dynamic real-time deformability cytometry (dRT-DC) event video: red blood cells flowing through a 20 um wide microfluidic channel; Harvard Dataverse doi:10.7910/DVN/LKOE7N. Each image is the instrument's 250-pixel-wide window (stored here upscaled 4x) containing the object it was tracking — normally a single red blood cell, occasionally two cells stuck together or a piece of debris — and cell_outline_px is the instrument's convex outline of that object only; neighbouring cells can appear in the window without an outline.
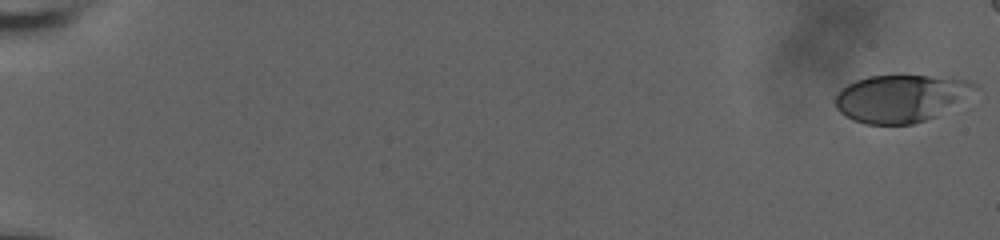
{"species": "human", "species_latin": "Homo sapiens", "temperature_condition": "room temperature", "stored_images_in_passage": 10, "camera_frame_rate_fps": 3000, "um_per_image_px": 0.085, "donor": {"sex": "male"}, "frame": {"image": 1, "passage_image": 1, "time_ms": 0.0, "image_size_px": [1000, 240], "cell_outline_px": [[980, 88], [936, 116], [912, 124], [864, 124], [852, 120], [840, 112], [836, 108], [836, 96], [848, 84], [856, 80], [868, 76], [952, 76], [968, 80], [976, 84]], "centroid_in_image_um": [76.6, 8.34], "position_along_channel_um": 8.4, "area_um2": 38.38}}
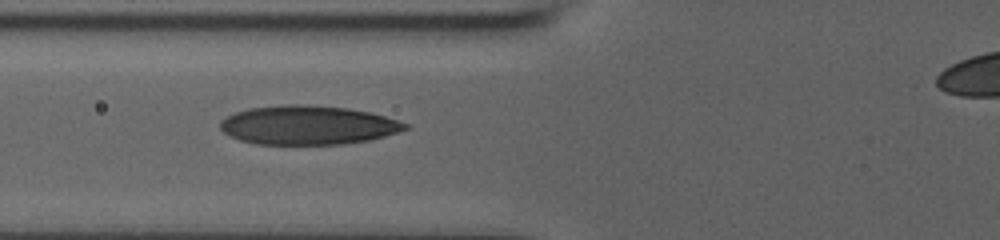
{"frame": {"image": 2, "passage_image": 9, "time_ms": 2.667, "image_size_px": [1000, 240], "cell_outline_px": [[408, 128], [372, 140], [344, 144], [256, 144], [240, 140], [224, 132], [220, 128], [220, 120], [236, 112], [248, 108], [284, 104], [300, 104], [348, 108], [372, 112], [408, 124]], "centroid_in_image_um": [26.17, 10.63], "position_along_channel_um": 99.6, "area_um2": 41.96}}
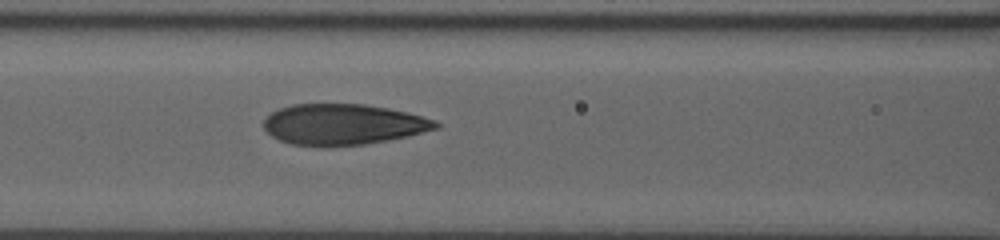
{"frame": {"image": 3, "passage_image": 10, "time_ms": 3.0, "image_size_px": [1000, 240], "cell_outline_px": [[440, 128], [408, 136], [388, 140], [364, 144], [328, 148], [292, 144], [280, 140], [272, 136], [264, 128], [264, 120], [272, 112], [280, 108], [292, 104], [364, 104], [388, 108], [436, 120], [440, 124]], "centroid_in_image_um": [29.16, 10.59], "position_along_channel_um": 137.4, "area_um2": 41.15}}